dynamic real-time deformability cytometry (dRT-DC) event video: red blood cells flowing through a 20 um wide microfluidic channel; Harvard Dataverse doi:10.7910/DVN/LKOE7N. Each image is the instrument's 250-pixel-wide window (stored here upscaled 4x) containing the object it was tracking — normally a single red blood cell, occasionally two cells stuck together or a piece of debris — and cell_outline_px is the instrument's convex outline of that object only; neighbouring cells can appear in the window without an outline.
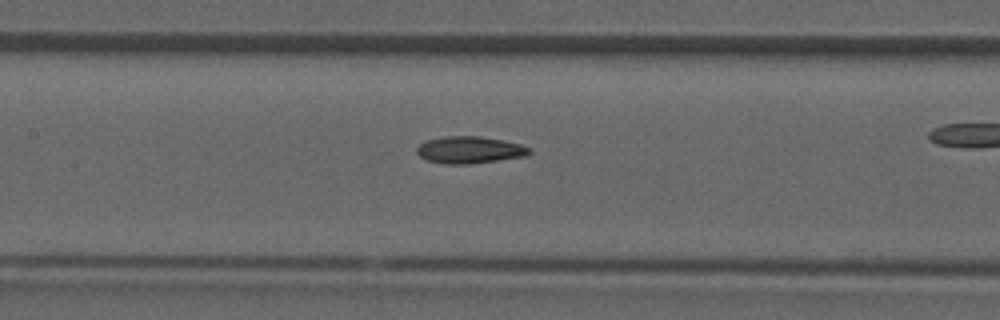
{"species": "common noctule bat (a hibernating species)", "species_latin": "Nyctalus noctula", "temperature_condition": "room temperature", "stored_images_in_passage": 32, "camera_frame_rate_fps": 3000, "um_per_image_px": 0.085, "animal": {"sex": "male", "forearm_length_mm": 52.5}, "frame": {"image": 1, "passage_image": 19, "time_ms": 6.0, "image_size_px": [1000, 320], "cell_outline_px": [[532, 152], [524, 156], [468, 164], [448, 164], [428, 160], [420, 156], [416, 152], [416, 148], [420, 144], [428, 140], [444, 136], [480, 136], [504, 140], [520, 144], [532, 148]], "centroid_in_image_um": [39.93, 12.73], "position_along_channel_um": 167.5, "area_um2": 17.57}}